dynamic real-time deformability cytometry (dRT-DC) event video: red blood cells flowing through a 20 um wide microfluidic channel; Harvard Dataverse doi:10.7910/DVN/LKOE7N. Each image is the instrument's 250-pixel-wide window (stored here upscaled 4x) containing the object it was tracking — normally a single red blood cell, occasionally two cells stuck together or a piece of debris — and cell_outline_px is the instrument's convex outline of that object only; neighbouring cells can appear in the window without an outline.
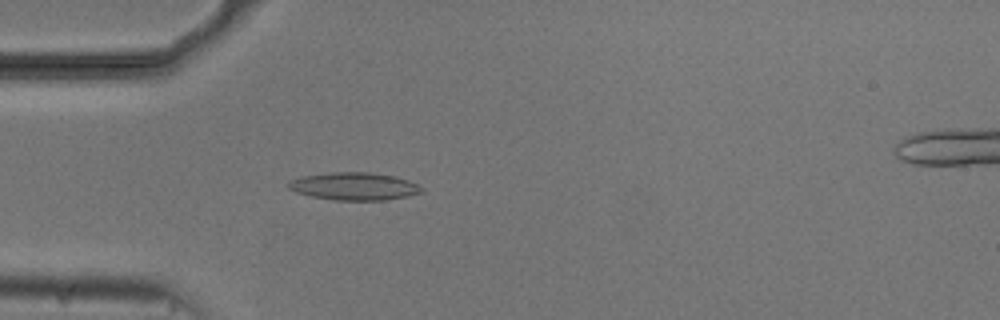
{"species": "common noctule bat (a hibernating species)", "species_latin": "Nyctalus noctula", "temperature_condition": "cold", "stored_images_in_passage": 38, "camera_frame_rate_fps": 3000, "um_per_image_px": 0.085, "animal": {"sex": "male", "body_mass_g": 20.5, "forearm_length_mm": 52.5}, "frame": {"image": 1, "passage_image": 6, "time_ms": 1.667, "image_size_px": [1000, 320], "cell_outline_px": [[424, 192], [408, 196], [384, 200], [336, 200], [312, 196], [296, 192], [288, 188], [288, 184], [292, 180], [304, 176], [332, 172], [368, 172], [396, 176], [408, 180], [424, 188]], "centroid_in_image_um": [30.16, 15.83], "position_along_channel_um": 54.8, "area_um2": 21.33}}
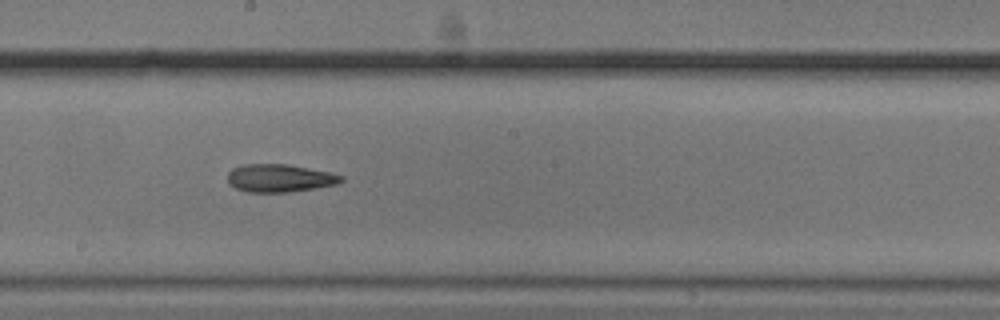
{"frame": {"image": 2, "passage_image": 20, "time_ms": 6.333, "image_size_px": [1000, 320], "cell_outline_px": [[344, 180], [336, 184], [292, 192], [248, 192], [236, 188], [228, 184], [228, 172], [232, 168], [244, 164], [288, 164], [328, 172], [344, 176]], "centroid_in_image_um": [23.74, 15.14], "position_along_channel_um": 224.5, "area_um2": 18.44}}
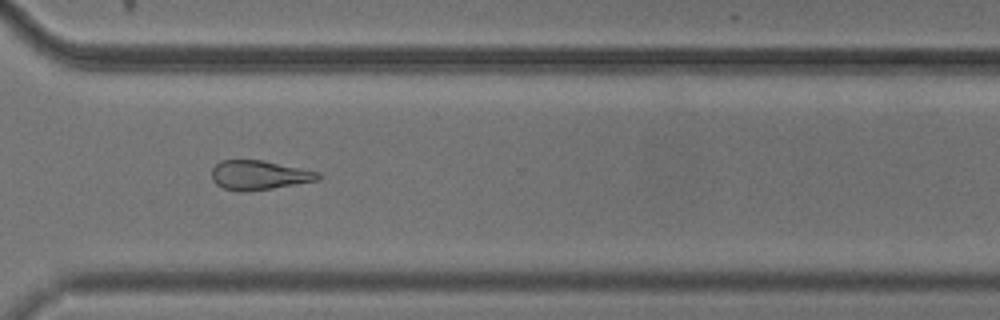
{"frame": {"image": 3, "passage_image": 30, "time_ms": 9.667, "image_size_px": [1000, 320], "cell_outline_px": [[324, 176], [320, 180], [272, 188], [244, 192], [240, 192], [224, 188], [216, 184], [212, 180], [212, 168], [220, 160], [260, 160], [320, 172]], "centroid_in_image_um": [22.03, 14.89], "position_along_channel_um": 348.6, "area_um2": 18.21}, "authors_computed_cell_mechanics": {"area_um2": 18.8139, "velocity_mm_per_s": 3.7436, "shape_relaxation_time_tau1_ms": 7.1517, "shape_relaxation_time_tau2_ms": null, "deformation_change_tau1": 0.1525, "deformation_change_tau2": null}}